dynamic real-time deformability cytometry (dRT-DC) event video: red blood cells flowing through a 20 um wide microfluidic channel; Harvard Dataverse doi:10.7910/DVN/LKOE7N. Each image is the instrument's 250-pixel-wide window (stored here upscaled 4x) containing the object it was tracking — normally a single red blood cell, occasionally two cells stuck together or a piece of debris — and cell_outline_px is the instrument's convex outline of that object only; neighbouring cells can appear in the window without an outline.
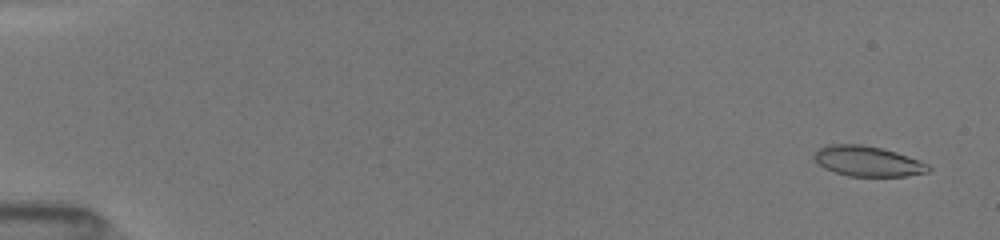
{"species": "common noctule bat (a hibernating species)", "species_latin": "Nyctalus noctula", "temperature_condition": "room temperature", "stored_images_in_passage": 52, "camera_frame_rate_fps": 3000, "um_per_image_px": 0.085, "animal": {"sex": "female", "body_mass_g": 19.5, "forearm_length_mm": 54.1}, "frame": {"image": 1, "passage_image": 3, "time_ms": 0.667, "image_size_px": [1000, 240], "cell_outline_px": [[932, 168], [928, 172], [908, 176], [848, 176], [824, 168], [812, 156], [820, 148], [828, 144], [864, 144], [884, 148], [920, 160], [928, 164]], "centroid_in_image_um": [73.79, 13.7], "position_along_channel_um": 11.2, "area_um2": 20.23}}
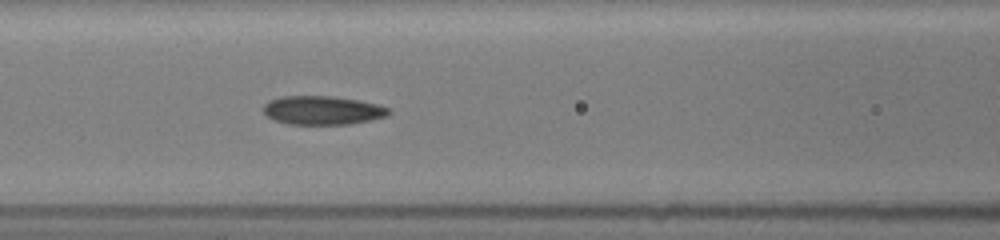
{"frame": {"image": 2, "passage_image": 24, "time_ms": 7.667, "image_size_px": [1000, 240], "cell_outline_px": [[392, 112], [388, 116], [348, 124], [288, 124], [276, 120], [268, 116], [264, 112], [264, 104], [268, 100], [280, 96], [332, 96], [360, 100], [380, 104], [388, 108]], "centroid_in_image_um": [27.44, 9.36], "position_along_channel_um": 139.2, "area_um2": 21.04}}
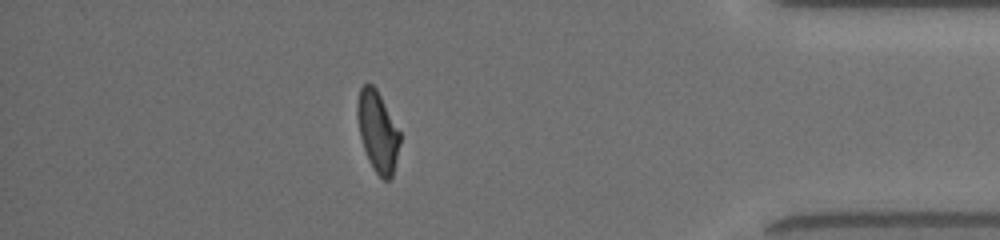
{"frame": {"image": 3, "passage_image": 46, "time_ms": 15.0, "image_size_px": [1000, 240], "cell_outline_px": [[400, 144], [392, 176], [388, 180], [384, 180], [376, 172], [368, 160], [360, 136], [356, 116], [356, 104], [360, 88], [364, 84], [372, 84], [376, 88], [400, 132]], "centroid_in_image_um": [32.08, 11.16], "position_along_channel_um": 403.1, "area_um2": 19.88}, "authors_computed_cell_mechanics": {"area_um2": 20.8369, "velocity_mm_per_s": 4.061, "shape_relaxation_time_tau1_ms": null, "shape_relaxation_time_tau2_ms": 2.0106, "deformation_change_tau1": null, "deformation_change_tau2": 0.0892}}